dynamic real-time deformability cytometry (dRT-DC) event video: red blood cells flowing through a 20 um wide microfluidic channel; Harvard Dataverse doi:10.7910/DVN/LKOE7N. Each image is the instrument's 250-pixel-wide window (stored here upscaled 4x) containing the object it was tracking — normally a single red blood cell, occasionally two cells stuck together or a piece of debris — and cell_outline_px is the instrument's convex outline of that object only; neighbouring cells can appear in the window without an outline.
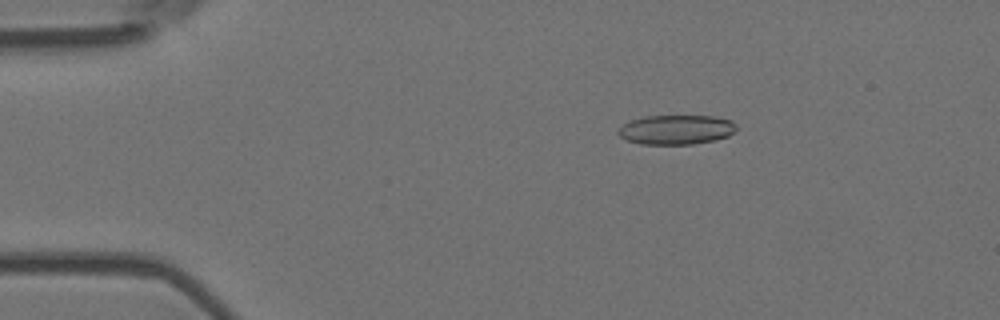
{"species": "Egyptian fruit bat (a non-hibernating species)", "species_latin": "Rousettus aegyptiacus", "temperature_condition": "room temperature", "stored_images_in_passage": 5, "camera_frame_rate_fps": 3000, "um_per_image_px": 0.085, "animal": {"sex": "female"}, "frame": {"image": 1, "passage_image": 3, "time_ms": 0.667, "image_size_px": [1000, 320], "cell_outline_px": [[736, 132], [728, 136], [716, 140], [692, 144], [640, 144], [628, 140], [620, 136], [616, 132], [628, 120], [644, 116], [712, 116], [732, 120], [736, 124]], "centroid_in_image_um": [57.49, 11.02], "position_along_channel_um": 27.5, "area_um2": 20.46}}